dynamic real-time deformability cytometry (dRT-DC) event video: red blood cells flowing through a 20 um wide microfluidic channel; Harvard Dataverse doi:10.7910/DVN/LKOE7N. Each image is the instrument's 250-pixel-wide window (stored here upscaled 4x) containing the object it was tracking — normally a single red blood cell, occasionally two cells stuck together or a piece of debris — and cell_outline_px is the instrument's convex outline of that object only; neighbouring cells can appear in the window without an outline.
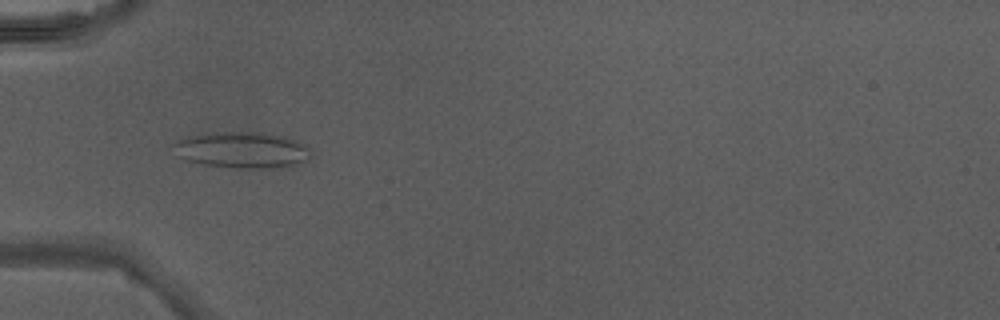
{"species": "Egyptian fruit bat (a non-hibernating species)", "species_latin": "Rousettus aegyptiacus", "temperature_condition": "warm", "stored_images_in_passage": 41, "camera_frame_rate_fps": 3000, "um_per_image_px": 0.085, "animal": {"sex": "male"}, "frame": {"image": 1, "passage_image": 10, "time_ms": 3.0, "image_size_px": [1000, 320], "cell_outline_px": [[308, 160], [300, 164], [288, 168], [232, 168], [204, 164], [188, 160], [180, 156], [172, 144], [188, 136], [224, 132], [252, 132], [288, 136], [304, 144], [308, 148]], "centroid_in_image_um": [20.66, 12.77], "position_along_channel_um": 64.3, "area_um2": 28.84}}
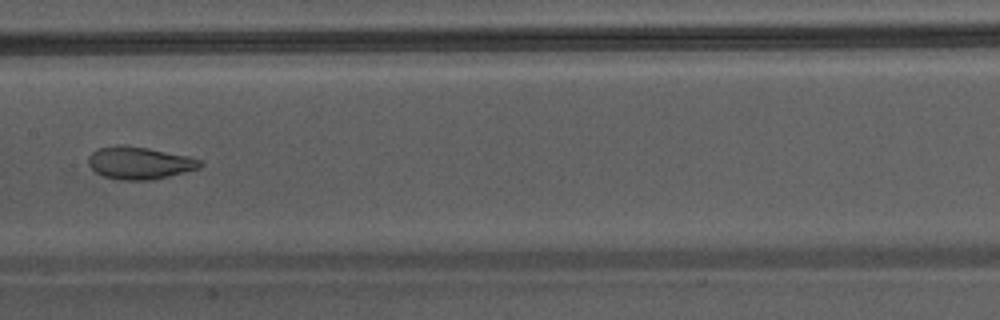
{"frame": {"image": 2, "passage_image": 19, "time_ms": 6.0, "image_size_px": [1000, 320], "cell_outline_px": [[204, 164], [200, 168], [152, 180], [124, 180], [104, 176], [96, 172], [88, 164], [88, 156], [96, 148], [116, 144], [124, 144], [148, 148], [188, 156], [204, 160]], "centroid_in_image_um": [11.86, 13.83], "position_along_channel_um": 195.5, "area_um2": 21.33}}
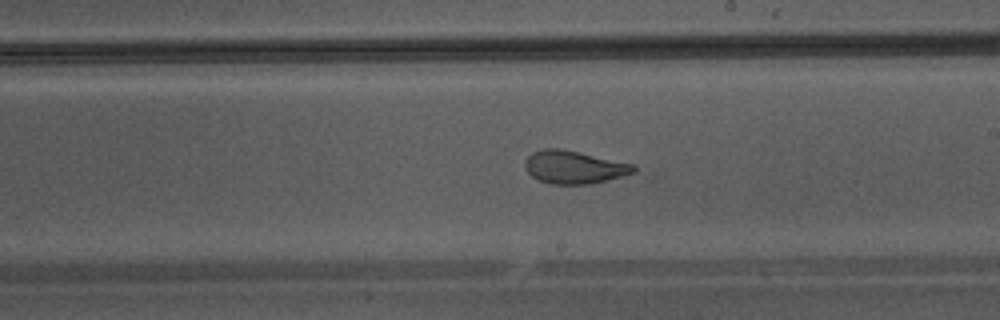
{"frame": {"image": 3, "passage_image": 22, "time_ms": 7.0, "image_size_px": [1000, 320], "cell_outline_px": [[636, 172], [608, 180], [592, 184], [552, 184], [540, 180], [532, 176], [528, 172], [524, 164], [524, 160], [532, 152], [544, 148], [560, 148], [580, 152], [632, 164], [636, 168]], "centroid_in_image_um": [48.78, 14.2], "position_along_channel_um": 240.2, "area_um2": 20.81}}